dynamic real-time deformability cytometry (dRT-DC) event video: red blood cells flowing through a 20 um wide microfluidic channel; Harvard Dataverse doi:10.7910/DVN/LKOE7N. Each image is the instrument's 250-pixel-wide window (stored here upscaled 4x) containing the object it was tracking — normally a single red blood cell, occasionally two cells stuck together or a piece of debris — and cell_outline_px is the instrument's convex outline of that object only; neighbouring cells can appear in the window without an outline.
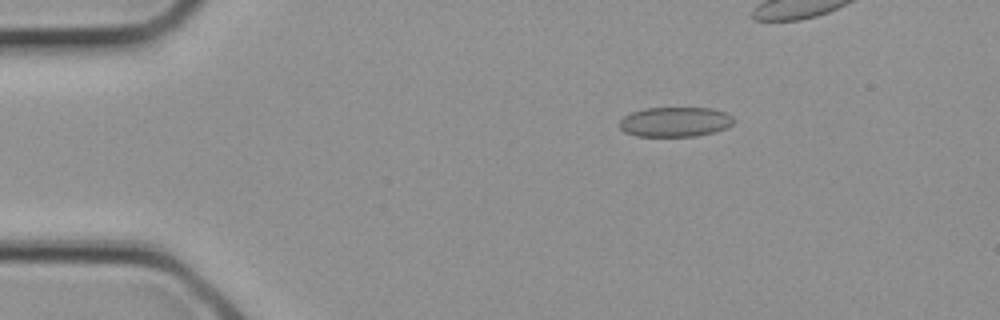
{"species": "common noctule bat (a hibernating species)", "species_latin": "Nyctalus noctula", "temperature_condition": "cold", "stored_images_in_passage": 3, "camera_frame_rate_fps": 3000, "um_per_image_px": 0.085, "animal": {"sex": "female", "body_mass_g": 21.9}, "frame": {"image": 1, "passage_image": 1, "time_ms": 0.0, "image_size_px": [1000, 320], "cell_outline_px": [[736, 120], [728, 128], [696, 136], [636, 136], [624, 132], [620, 128], [620, 120], [624, 116], [632, 112], [644, 108], [712, 108], [724, 112], [732, 116]], "centroid_in_image_um": [57.39, 10.36], "position_along_channel_um": 27.6, "area_um2": 19.88}}